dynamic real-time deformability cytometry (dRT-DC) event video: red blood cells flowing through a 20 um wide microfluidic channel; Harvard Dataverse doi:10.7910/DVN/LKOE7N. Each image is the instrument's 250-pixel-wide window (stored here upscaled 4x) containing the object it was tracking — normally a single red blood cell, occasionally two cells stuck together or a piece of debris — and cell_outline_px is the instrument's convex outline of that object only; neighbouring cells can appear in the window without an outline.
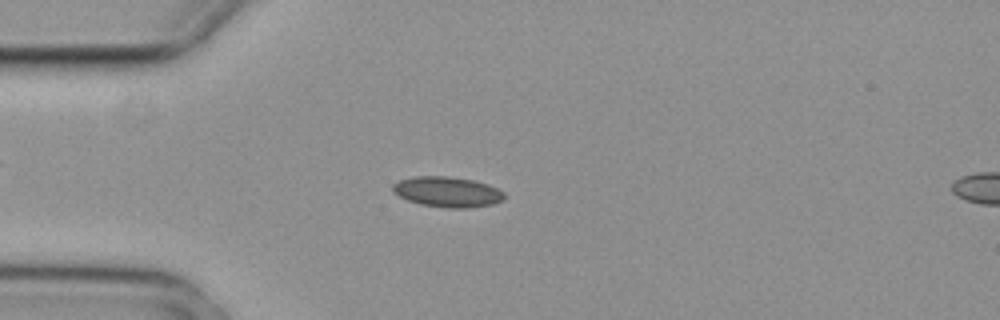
{"species": "common noctule bat (a hibernating species)", "species_latin": "Nyctalus noctula", "temperature_condition": "cold", "stored_images_in_passage": 3, "camera_frame_rate_fps": 3000, "um_per_image_px": 0.085, "animal": {"sex": "female", "body_mass_g": 29.2, "forearm_length_mm": 56.3}, "frame": {"image": 1, "passage_image": 2, "time_ms": 0.333, "image_size_px": [1000, 320], "cell_outline_px": [[504, 200], [492, 204], [468, 208], [448, 208], [420, 204], [408, 200], [392, 192], [392, 184], [400, 180], [416, 176], [448, 176], [472, 180], [488, 184], [504, 192]], "centroid_in_image_um": [38.02, 16.31], "position_along_channel_um": 47.0, "area_um2": 19.71}}